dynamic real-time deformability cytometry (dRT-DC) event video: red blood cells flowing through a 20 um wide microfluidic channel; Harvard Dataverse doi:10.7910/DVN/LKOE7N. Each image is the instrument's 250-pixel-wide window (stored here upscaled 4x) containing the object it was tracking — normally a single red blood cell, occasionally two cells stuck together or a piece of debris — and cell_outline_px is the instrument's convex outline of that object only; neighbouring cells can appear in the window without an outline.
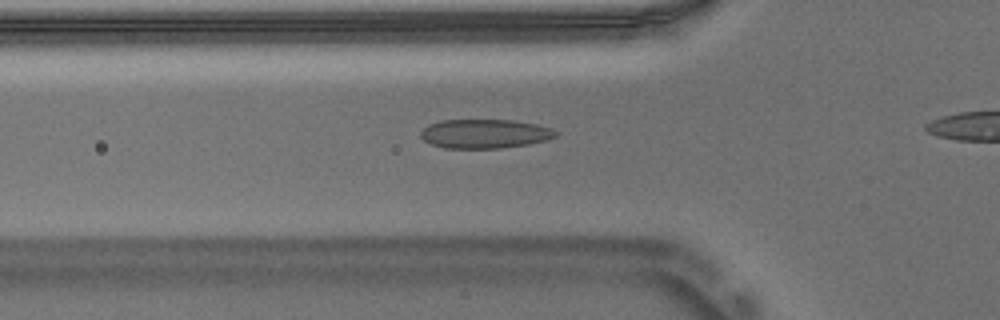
{"species": "Egyptian fruit bat (a non-hibernating species)", "species_latin": "Rousettus aegyptiacus", "temperature_condition": "warm", "stored_images_in_passage": 36, "camera_frame_rate_fps": 3000, "um_per_image_px": 0.085, "animal": {"sex": "male"}, "frame": {"image": 1, "passage_image": 10, "time_ms": 3.0, "image_size_px": [1000, 320], "cell_outline_px": [[560, 132], [556, 136], [548, 140], [528, 144], [500, 148], [444, 148], [432, 144], [424, 140], [420, 136], [420, 132], [428, 124], [440, 120], [512, 120], [536, 124], [552, 128]], "centroid_in_image_um": [41.22, 11.36], "position_along_channel_um": 84.6, "area_um2": 23.0}}
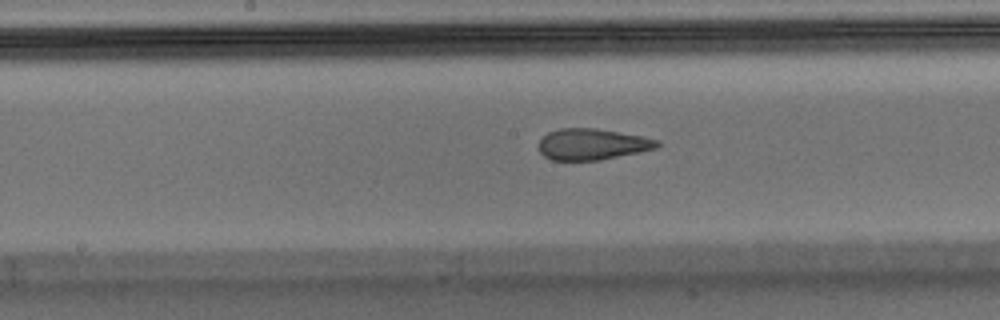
{"frame": {"image": 2, "passage_image": 19, "time_ms": 6.0, "image_size_px": [1000, 320], "cell_outline_px": [[660, 144], [656, 148], [640, 152], [600, 160], [552, 160], [544, 156], [540, 152], [540, 140], [548, 132], [560, 128], [596, 128], [644, 136], [660, 140]], "centroid_in_image_um": [50.37, 12.25], "position_along_channel_um": 197.8, "area_um2": 21.56}}
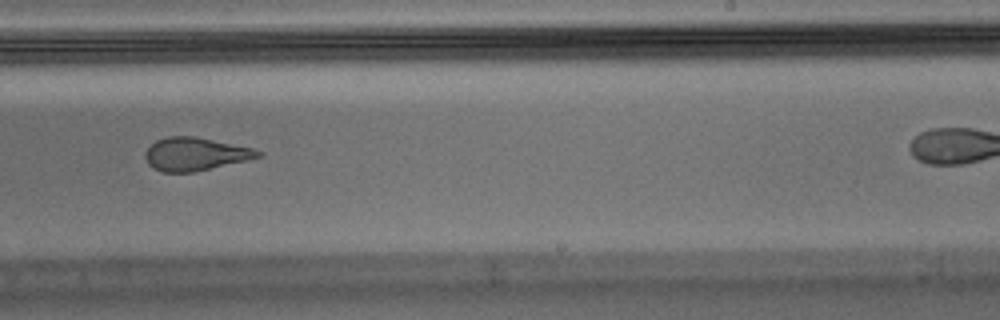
{"frame": {"image": 3, "passage_image": 25, "time_ms": 8.0, "image_size_px": [1000, 320], "cell_outline_px": [[264, 156], [248, 160], [196, 172], [164, 172], [152, 168], [148, 164], [144, 156], [144, 152], [156, 140], [168, 136], [196, 136], [252, 148], [264, 152]], "centroid_in_image_um": [16.61, 13.1], "position_along_channel_um": 272.4, "area_um2": 21.96}}